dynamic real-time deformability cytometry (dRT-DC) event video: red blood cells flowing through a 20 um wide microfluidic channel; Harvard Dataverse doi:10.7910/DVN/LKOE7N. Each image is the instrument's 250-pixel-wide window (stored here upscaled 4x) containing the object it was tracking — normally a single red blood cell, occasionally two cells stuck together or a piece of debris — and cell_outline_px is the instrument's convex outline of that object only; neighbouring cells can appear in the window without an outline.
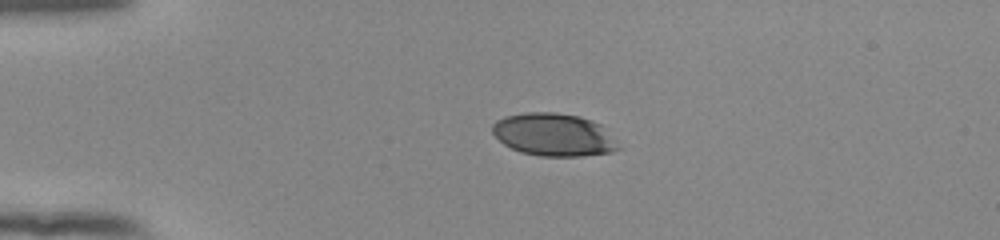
{"species": "human", "species_latin": "Homo sapiens", "temperature_condition": "room temperature", "stored_images_in_passage": 43, "camera_frame_rate_fps": 3000, "um_per_image_px": 0.085, "donor": {"sex": "female"}, "frame": {"image": 1, "passage_image": 1, "time_ms": 0.0, "image_size_px": [1000, 240], "cell_outline_px": [[620, 148], [612, 152], [584, 156], [540, 156], [520, 152], [504, 144], [492, 132], [492, 124], [496, 120], [504, 116], [524, 112], [556, 112], [580, 116], [592, 120], [600, 124]], "centroid_in_image_um": [47.03, 11.44], "position_along_channel_um": 38.0, "area_um2": 31.33}}
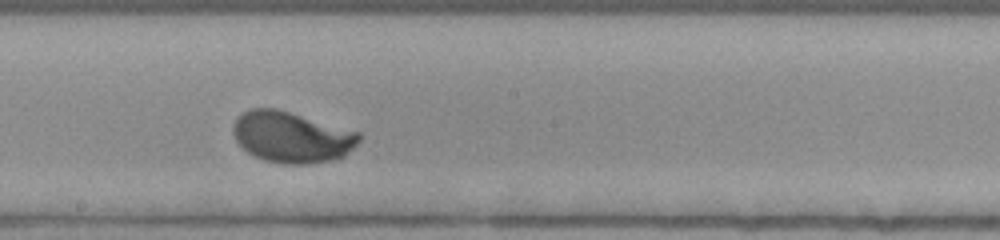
{"frame": {"image": 2, "passage_image": 19, "time_ms": 6.0, "image_size_px": [1000, 240], "cell_outline_px": [[360, 140], [344, 156], [332, 160], [308, 164], [284, 164], [264, 160], [248, 152], [236, 140], [232, 132], [232, 124], [244, 112], [252, 108], [276, 108], [360, 132]], "centroid_in_image_um": [24.79, 11.65], "position_along_channel_um": 223.4, "area_um2": 37.22}}
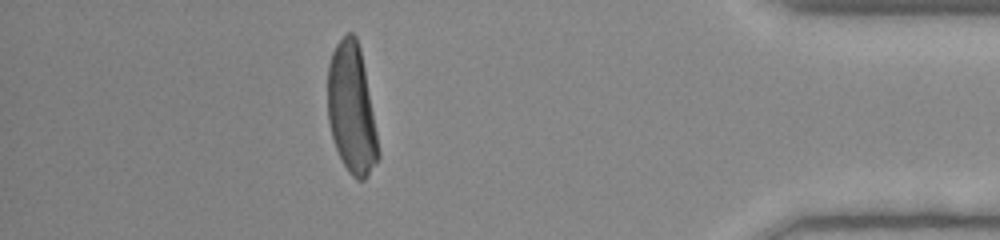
{"frame": {"image": 3, "passage_image": 37, "time_ms": 12.0, "image_size_px": [1000, 240], "cell_outline_px": [[380, 156], [364, 180], [356, 180], [348, 172], [336, 148], [332, 136], [328, 120], [328, 68], [332, 52], [336, 44], [348, 32], [352, 32], [356, 36], [360, 48], [364, 68], [380, 152]], "centroid_in_image_um": [29.88, 9.27], "position_along_channel_um": 405.3, "area_um2": 37.74}, "authors_computed_cell_mechanics": {"area_um2": 36.6452, "velocity_mm_per_s": 3.7423, "shape_relaxation_time_tau1_ms": 4.267, "shape_relaxation_time_tau2_ms": null, "deformation_change_tau1": 0.1962, "deformation_change_tau2": null}}